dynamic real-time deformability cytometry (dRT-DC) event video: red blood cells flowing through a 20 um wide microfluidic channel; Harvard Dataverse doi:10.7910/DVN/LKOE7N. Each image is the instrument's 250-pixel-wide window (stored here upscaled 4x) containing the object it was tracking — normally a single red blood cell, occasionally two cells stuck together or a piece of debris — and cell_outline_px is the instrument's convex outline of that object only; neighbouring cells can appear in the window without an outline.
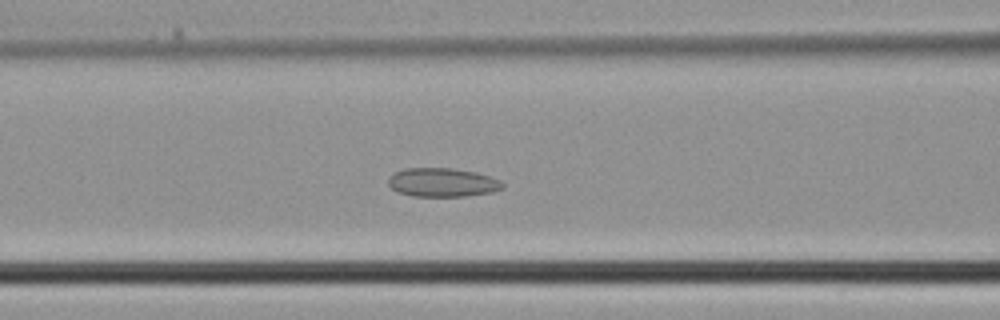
{"species": "common noctule bat (a hibernating species)", "species_latin": "Nyctalus noctula", "temperature_condition": "cold", "stored_images_in_passage": 32, "camera_frame_rate_fps": 3000, "um_per_image_px": 0.085, "animal": {"sex": "male", "body_mass_g": 21.5, "forearm_length_mm": 52.0}, "frame": {"image": 1, "passage_image": 14, "time_ms": 4.333, "image_size_px": [1000, 320], "cell_outline_px": [[504, 188], [492, 192], [468, 196], [412, 196], [396, 192], [388, 184], [388, 180], [396, 172], [404, 168], [452, 168], [476, 172], [500, 180], [504, 184]], "centroid_in_image_um": [37.62, 15.51], "position_along_channel_um": 129.0, "area_um2": 19.19}}
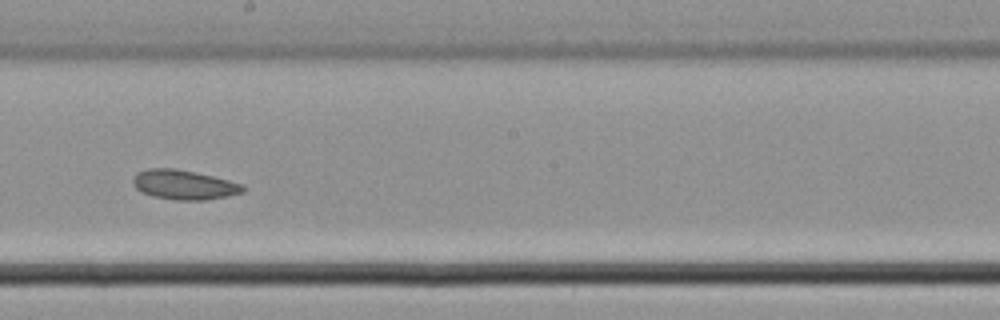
{"frame": {"image": 2, "passage_image": 20, "time_ms": 6.333, "image_size_px": [1000, 320], "cell_outline_px": [[248, 188], [244, 192], [208, 200], [176, 200], [152, 196], [140, 192], [132, 184], [132, 180], [136, 172], [148, 168], [176, 168], [196, 172], [244, 184]], "centroid_in_image_um": [15.64, 15.7], "position_along_channel_um": 232.6, "area_um2": 19.25}}
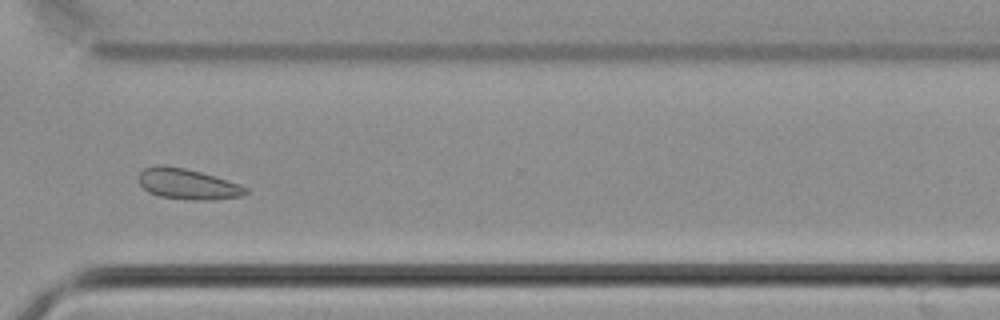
{"frame": {"image": 3, "passage_image": 27, "time_ms": 8.667, "image_size_px": [1000, 320], "cell_outline_px": [[248, 192], [240, 196], [212, 200], [192, 200], [160, 196], [148, 192], [140, 184], [140, 172], [144, 168], [160, 164], [184, 168], [200, 172], [240, 184], [248, 188]], "centroid_in_image_um": [15.95, 15.64], "position_along_channel_um": 354.6, "area_um2": 18.9}}